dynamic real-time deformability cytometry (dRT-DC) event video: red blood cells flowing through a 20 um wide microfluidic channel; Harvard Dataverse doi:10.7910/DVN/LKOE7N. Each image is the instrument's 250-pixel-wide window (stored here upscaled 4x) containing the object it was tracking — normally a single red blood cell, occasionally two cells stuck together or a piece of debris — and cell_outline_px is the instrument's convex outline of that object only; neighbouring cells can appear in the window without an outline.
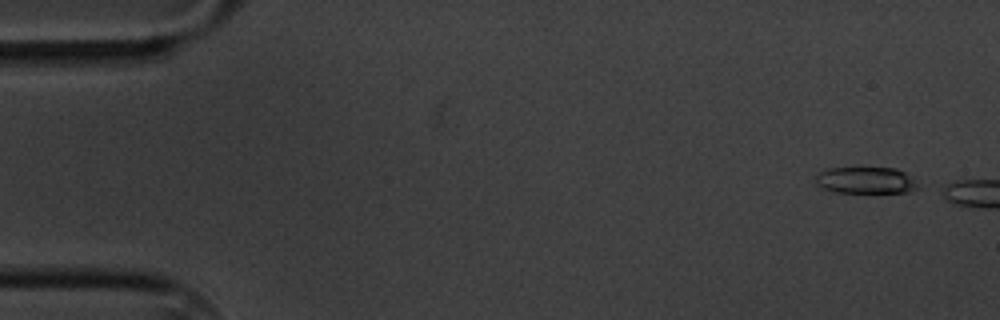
{"species": "common noctule bat (a hibernating species)", "species_latin": "Nyctalus noctula", "temperature_condition": "cold", "stored_images_in_passage": 7, "camera_frame_rate_fps": 3000, "um_per_image_px": 0.085, "animal": {"sex": "male", "body_mass_g": 20.1, "forearm_length_mm": 53.5}, "frame": {"image": 1, "passage_image": 4, "time_ms": 1.0, "image_size_px": [1000, 320], "cell_outline_px": [[920, 188], [908, 192], [832, 192], [816, 184], [816, 172], [828, 168], [896, 168], [904, 172]], "centroid_in_image_um": [73.53, 15.32], "position_along_channel_um": 11.5, "area_um2": 15.72}}